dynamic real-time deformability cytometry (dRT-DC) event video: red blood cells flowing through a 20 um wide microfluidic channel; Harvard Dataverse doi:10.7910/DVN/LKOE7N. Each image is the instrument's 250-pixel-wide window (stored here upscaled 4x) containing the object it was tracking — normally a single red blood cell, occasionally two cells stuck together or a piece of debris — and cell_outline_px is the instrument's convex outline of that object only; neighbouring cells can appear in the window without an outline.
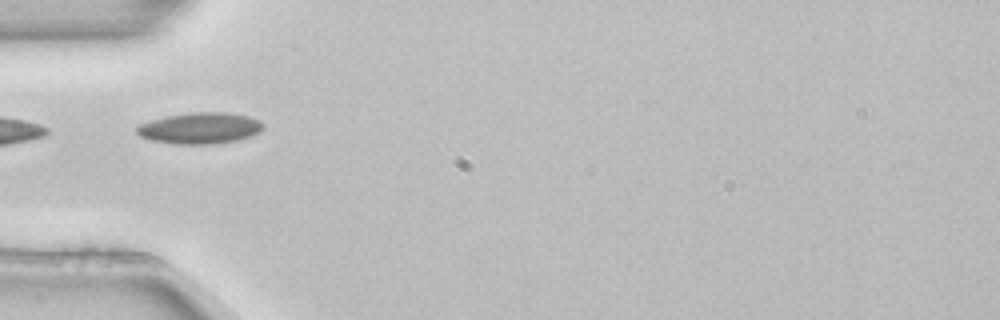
{"species": "common noctule bat (a hibernating species)", "species_latin": "Nyctalus noctula", "temperature_condition": "room temperature", "stored_images_in_passage": 6, "camera_frame_rate_fps": 3000, "um_per_image_px": 0.085, "animal": {"sex": "female", "body_mass_g": 22.7, "forearm_length_mm": 54.2}, "frame": {"image": 1, "passage_image": 4, "time_ms": 1.0, "image_size_px": [1000, 320], "cell_outline_px": [[264, 128], [260, 132], [252, 136], [240, 140], [212, 144], [176, 144], [152, 140], [140, 136], [136, 132], [136, 128], [140, 124], [164, 116], [188, 112], [228, 112], [248, 116], [260, 120], [264, 124]], "centroid_in_image_um": [17.04, 10.89], "position_along_channel_um": 68.0, "area_um2": 23.29}}